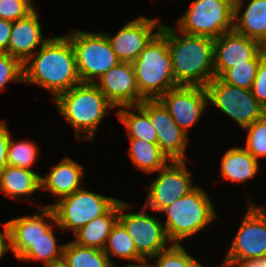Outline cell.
I'll return each instance as SVG.
<instances>
[{
	"instance_id": "obj_1",
	"label": "cell",
	"mask_w": 266,
	"mask_h": 267,
	"mask_svg": "<svg viewBox=\"0 0 266 267\" xmlns=\"http://www.w3.org/2000/svg\"><path fill=\"white\" fill-rule=\"evenodd\" d=\"M24 82L50 91L53 100L62 92L81 83L76 57L66 35L49 38L23 64Z\"/></svg>"
},
{
	"instance_id": "obj_2",
	"label": "cell",
	"mask_w": 266,
	"mask_h": 267,
	"mask_svg": "<svg viewBox=\"0 0 266 267\" xmlns=\"http://www.w3.org/2000/svg\"><path fill=\"white\" fill-rule=\"evenodd\" d=\"M178 86L205 87L214 77V39L190 35L162 24Z\"/></svg>"
},
{
	"instance_id": "obj_3",
	"label": "cell",
	"mask_w": 266,
	"mask_h": 267,
	"mask_svg": "<svg viewBox=\"0 0 266 267\" xmlns=\"http://www.w3.org/2000/svg\"><path fill=\"white\" fill-rule=\"evenodd\" d=\"M54 103L63 119L73 126L78 140H94L108 110L115 107L93 83H80L60 93ZM84 133V134H83Z\"/></svg>"
},
{
	"instance_id": "obj_4",
	"label": "cell",
	"mask_w": 266,
	"mask_h": 267,
	"mask_svg": "<svg viewBox=\"0 0 266 267\" xmlns=\"http://www.w3.org/2000/svg\"><path fill=\"white\" fill-rule=\"evenodd\" d=\"M138 89L146 100L159 99L177 87L167 38L159 31L132 62Z\"/></svg>"
},
{
	"instance_id": "obj_5",
	"label": "cell",
	"mask_w": 266,
	"mask_h": 267,
	"mask_svg": "<svg viewBox=\"0 0 266 267\" xmlns=\"http://www.w3.org/2000/svg\"><path fill=\"white\" fill-rule=\"evenodd\" d=\"M160 213H166L164 227L173 244L196 235L217 218L209 195L199 185L189 194L178 198Z\"/></svg>"
},
{
	"instance_id": "obj_6",
	"label": "cell",
	"mask_w": 266,
	"mask_h": 267,
	"mask_svg": "<svg viewBox=\"0 0 266 267\" xmlns=\"http://www.w3.org/2000/svg\"><path fill=\"white\" fill-rule=\"evenodd\" d=\"M73 46L81 83H95L104 73L121 61L102 31L74 30L66 35Z\"/></svg>"
},
{
	"instance_id": "obj_7",
	"label": "cell",
	"mask_w": 266,
	"mask_h": 267,
	"mask_svg": "<svg viewBox=\"0 0 266 267\" xmlns=\"http://www.w3.org/2000/svg\"><path fill=\"white\" fill-rule=\"evenodd\" d=\"M178 19V30L213 39L233 31L234 0H193Z\"/></svg>"
},
{
	"instance_id": "obj_8",
	"label": "cell",
	"mask_w": 266,
	"mask_h": 267,
	"mask_svg": "<svg viewBox=\"0 0 266 267\" xmlns=\"http://www.w3.org/2000/svg\"><path fill=\"white\" fill-rule=\"evenodd\" d=\"M205 88L208 104L217 107L242 129L266 114V109L253 96L251 89L228 84L220 77H214Z\"/></svg>"
},
{
	"instance_id": "obj_9",
	"label": "cell",
	"mask_w": 266,
	"mask_h": 267,
	"mask_svg": "<svg viewBox=\"0 0 266 267\" xmlns=\"http://www.w3.org/2000/svg\"><path fill=\"white\" fill-rule=\"evenodd\" d=\"M118 199L102 196L80 188L71 195L59 199L50 206L60 230H71L73 234L96 217L104 215Z\"/></svg>"
},
{
	"instance_id": "obj_10",
	"label": "cell",
	"mask_w": 266,
	"mask_h": 267,
	"mask_svg": "<svg viewBox=\"0 0 266 267\" xmlns=\"http://www.w3.org/2000/svg\"><path fill=\"white\" fill-rule=\"evenodd\" d=\"M266 256V209L250 202L224 262L218 267H235L240 261Z\"/></svg>"
},
{
	"instance_id": "obj_11",
	"label": "cell",
	"mask_w": 266,
	"mask_h": 267,
	"mask_svg": "<svg viewBox=\"0 0 266 267\" xmlns=\"http://www.w3.org/2000/svg\"><path fill=\"white\" fill-rule=\"evenodd\" d=\"M131 204L119 200L118 221L134 241L137 252L145 259L153 258L173 243L158 219L147 214L143 206L139 213H123Z\"/></svg>"
},
{
	"instance_id": "obj_12",
	"label": "cell",
	"mask_w": 266,
	"mask_h": 267,
	"mask_svg": "<svg viewBox=\"0 0 266 267\" xmlns=\"http://www.w3.org/2000/svg\"><path fill=\"white\" fill-rule=\"evenodd\" d=\"M158 176L146 187V209L160 213L178 198L189 194L197 186L193 184L190 171L185 161H171L160 169Z\"/></svg>"
},
{
	"instance_id": "obj_13",
	"label": "cell",
	"mask_w": 266,
	"mask_h": 267,
	"mask_svg": "<svg viewBox=\"0 0 266 267\" xmlns=\"http://www.w3.org/2000/svg\"><path fill=\"white\" fill-rule=\"evenodd\" d=\"M158 100L186 134L199 121L209 105L206 88L199 86H177L168 90Z\"/></svg>"
},
{
	"instance_id": "obj_14",
	"label": "cell",
	"mask_w": 266,
	"mask_h": 267,
	"mask_svg": "<svg viewBox=\"0 0 266 267\" xmlns=\"http://www.w3.org/2000/svg\"><path fill=\"white\" fill-rule=\"evenodd\" d=\"M139 106L149 115L160 149L171 161H185L188 136L178 127L164 105L156 99L143 100Z\"/></svg>"
},
{
	"instance_id": "obj_15",
	"label": "cell",
	"mask_w": 266,
	"mask_h": 267,
	"mask_svg": "<svg viewBox=\"0 0 266 267\" xmlns=\"http://www.w3.org/2000/svg\"><path fill=\"white\" fill-rule=\"evenodd\" d=\"M161 26L157 18L141 16L126 23L115 35H105L118 59L132 63L160 31Z\"/></svg>"
},
{
	"instance_id": "obj_16",
	"label": "cell",
	"mask_w": 266,
	"mask_h": 267,
	"mask_svg": "<svg viewBox=\"0 0 266 267\" xmlns=\"http://www.w3.org/2000/svg\"><path fill=\"white\" fill-rule=\"evenodd\" d=\"M115 107L139 105L146 100L137 86L131 62H120L109 69L94 83Z\"/></svg>"
},
{
	"instance_id": "obj_17",
	"label": "cell",
	"mask_w": 266,
	"mask_h": 267,
	"mask_svg": "<svg viewBox=\"0 0 266 267\" xmlns=\"http://www.w3.org/2000/svg\"><path fill=\"white\" fill-rule=\"evenodd\" d=\"M260 52L257 40L236 33L234 30L214 39V73L221 77L235 65L247 64Z\"/></svg>"
},
{
	"instance_id": "obj_18",
	"label": "cell",
	"mask_w": 266,
	"mask_h": 267,
	"mask_svg": "<svg viewBox=\"0 0 266 267\" xmlns=\"http://www.w3.org/2000/svg\"><path fill=\"white\" fill-rule=\"evenodd\" d=\"M38 210V214L8 221L11 249L17 260L56 223L55 214L50 206H42Z\"/></svg>"
},
{
	"instance_id": "obj_19",
	"label": "cell",
	"mask_w": 266,
	"mask_h": 267,
	"mask_svg": "<svg viewBox=\"0 0 266 267\" xmlns=\"http://www.w3.org/2000/svg\"><path fill=\"white\" fill-rule=\"evenodd\" d=\"M38 12L34 9L26 17L13 21L8 54L19 59L23 64L41 47L49 37L42 35Z\"/></svg>"
},
{
	"instance_id": "obj_20",
	"label": "cell",
	"mask_w": 266,
	"mask_h": 267,
	"mask_svg": "<svg viewBox=\"0 0 266 267\" xmlns=\"http://www.w3.org/2000/svg\"><path fill=\"white\" fill-rule=\"evenodd\" d=\"M84 168L72 158L65 157L46 176H41V190L50 191L56 199L73 194L81 188Z\"/></svg>"
},
{
	"instance_id": "obj_21",
	"label": "cell",
	"mask_w": 266,
	"mask_h": 267,
	"mask_svg": "<svg viewBox=\"0 0 266 267\" xmlns=\"http://www.w3.org/2000/svg\"><path fill=\"white\" fill-rule=\"evenodd\" d=\"M244 3V0L234 1L233 30L258 41L266 31V0H250L241 14Z\"/></svg>"
},
{
	"instance_id": "obj_22",
	"label": "cell",
	"mask_w": 266,
	"mask_h": 267,
	"mask_svg": "<svg viewBox=\"0 0 266 267\" xmlns=\"http://www.w3.org/2000/svg\"><path fill=\"white\" fill-rule=\"evenodd\" d=\"M41 176L30 169L7 165L0 172V192L15 200L27 198L41 189Z\"/></svg>"
},
{
	"instance_id": "obj_23",
	"label": "cell",
	"mask_w": 266,
	"mask_h": 267,
	"mask_svg": "<svg viewBox=\"0 0 266 267\" xmlns=\"http://www.w3.org/2000/svg\"><path fill=\"white\" fill-rule=\"evenodd\" d=\"M119 200L104 214L74 233L75 243L103 250L113 226L118 221Z\"/></svg>"
},
{
	"instance_id": "obj_24",
	"label": "cell",
	"mask_w": 266,
	"mask_h": 267,
	"mask_svg": "<svg viewBox=\"0 0 266 267\" xmlns=\"http://www.w3.org/2000/svg\"><path fill=\"white\" fill-rule=\"evenodd\" d=\"M221 175L230 182L245 183L252 179L260 168L259 162L244 148L233 147L221 159Z\"/></svg>"
},
{
	"instance_id": "obj_25",
	"label": "cell",
	"mask_w": 266,
	"mask_h": 267,
	"mask_svg": "<svg viewBox=\"0 0 266 267\" xmlns=\"http://www.w3.org/2000/svg\"><path fill=\"white\" fill-rule=\"evenodd\" d=\"M128 155L133 165L147 174L158 172L166 167L171 160L160 149L158 143H150L142 139L129 138ZM169 160V161H168Z\"/></svg>"
},
{
	"instance_id": "obj_26",
	"label": "cell",
	"mask_w": 266,
	"mask_h": 267,
	"mask_svg": "<svg viewBox=\"0 0 266 267\" xmlns=\"http://www.w3.org/2000/svg\"><path fill=\"white\" fill-rule=\"evenodd\" d=\"M132 109L137 110L138 114L130 111ZM115 115L125 125L128 138L157 143V134L150 123L149 115L139 105L120 107Z\"/></svg>"
},
{
	"instance_id": "obj_27",
	"label": "cell",
	"mask_w": 266,
	"mask_h": 267,
	"mask_svg": "<svg viewBox=\"0 0 266 267\" xmlns=\"http://www.w3.org/2000/svg\"><path fill=\"white\" fill-rule=\"evenodd\" d=\"M63 259L69 267H112L114 264L104 250L81 246L74 241L64 245Z\"/></svg>"
},
{
	"instance_id": "obj_28",
	"label": "cell",
	"mask_w": 266,
	"mask_h": 267,
	"mask_svg": "<svg viewBox=\"0 0 266 267\" xmlns=\"http://www.w3.org/2000/svg\"><path fill=\"white\" fill-rule=\"evenodd\" d=\"M103 250L109 259L112 255L136 263L145 261L137 252L134 241L119 221L113 226Z\"/></svg>"
},
{
	"instance_id": "obj_29",
	"label": "cell",
	"mask_w": 266,
	"mask_h": 267,
	"mask_svg": "<svg viewBox=\"0 0 266 267\" xmlns=\"http://www.w3.org/2000/svg\"><path fill=\"white\" fill-rule=\"evenodd\" d=\"M53 225L41 238H39L18 260L43 261L44 266L63 258L64 245H58Z\"/></svg>"
},
{
	"instance_id": "obj_30",
	"label": "cell",
	"mask_w": 266,
	"mask_h": 267,
	"mask_svg": "<svg viewBox=\"0 0 266 267\" xmlns=\"http://www.w3.org/2000/svg\"><path fill=\"white\" fill-rule=\"evenodd\" d=\"M38 146L31 140L14 141L12 135L7 149V165L30 169L38 159Z\"/></svg>"
},
{
	"instance_id": "obj_31",
	"label": "cell",
	"mask_w": 266,
	"mask_h": 267,
	"mask_svg": "<svg viewBox=\"0 0 266 267\" xmlns=\"http://www.w3.org/2000/svg\"><path fill=\"white\" fill-rule=\"evenodd\" d=\"M264 56L265 54L259 52L252 60H248L247 64L235 65L229 68L220 78L228 84L251 89L259 62Z\"/></svg>"
},
{
	"instance_id": "obj_32",
	"label": "cell",
	"mask_w": 266,
	"mask_h": 267,
	"mask_svg": "<svg viewBox=\"0 0 266 267\" xmlns=\"http://www.w3.org/2000/svg\"><path fill=\"white\" fill-rule=\"evenodd\" d=\"M151 259L155 262L151 267H204L181 244H172Z\"/></svg>"
},
{
	"instance_id": "obj_33",
	"label": "cell",
	"mask_w": 266,
	"mask_h": 267,
	"mask_svg": "<svg viewBox=\"0 0 266 267\" xmlns=\"http://www.w3.org/2000/svg\"><path fill=\"white\" fill-rule=\"evenodd\" d=\"M247 132L245 149L258 161L266 158V114L244 128Z\"/></svg>"
},
{
	"instance_id": "obj_34",
	"label": "cell",
	"mask_w": 266,
	"mask_h": 267,
	"mask_svg": "<svg viewBox=\"0 0 266 267\" xmlns=\"http://www.w3.org/2000/svg\"><path fill=\"white\" fill-rule=\"evenodd\" d=\"M10 81L24 83L23 63L7 52H0V91H4Z\"/></svg>"
},
{
	"instance_id": "obj_35",
	"label": "cell",
	"mask_w": 266,
	"mask_h": 267,
	"mask_svg": "<svg viewBox=\"0 0 266 267\" xmlns=\"http://www.w3.org/2000/svg\"><path fill=\"white\" fill-rule=\"evenodd\" d=\"M34 0H0V19L16 21L26 17L34 7Z\"/></svg>"
},
{
	"instance_id": "obj_36",
	"label": "cell",
	"mask_w": 266,
	"mask_h": 267,
	"mask_svg": "<svg viewBox=\"0 0 266 267\" xmlns=\"http://www.w3.org/2000/svg\"><path fill=\"white\" fill-rule=\"evenodd\" d=\"M251 91L256 100L266 109V55L259 62Z\"/></svg>"
},
{
	"instance_id": "obj_37",
	"label": "cell",
	"mask_w": 266,
	"mask_h": 267,
	"mask_svg": "<svg viewBox=\"0 0 266 267\" xmlns=\"http://www.w3.org/2000/svg\"><path fill=\"white\" fill-rule=\"evenodd\" d=\"M6 121H0V172L7 166V149L10 140Z\"/></svg>"
},
{
	"instance_id": "obj_38",
	"label": "cell",
	"mask_w": 266,
	"mask_h": 267,
	"mask_svg": "<svg viewBox=\"0 0 266 267\" xmlns=\"http://www.w3.org/2000/svg\"><path fill=\"white\" fill-rule=\"evenodd\" d=\"M12 21L0 19V52L8 53V43L10 40Z\"/></svg>"
},
{
	"instance_id": "obj_39",
	"label": "cell",
	"mask_w": 266,
	"mask_h": 267,
	"mask_svg": "<svg viewBox=\"0 0 266 267\" xmlns=\"http://www.w3.org/2000/svg\"><path fill=\"white\" fill-rule=\"evenodd\" d=\"M4 227V232L0 231V260L3 256L11 249V232L9 223L4 222L2 223Z\"/></svg>"
},
{
	"instance_id": "obj_40",
	"label": "cell",
	"mask_w": 266,
	"mask_h": 267,
	"mask_svg": "<svg viewBox=\"0 0 266 267\" xmlns=\"http://www.w3.org/2000/svg\"><path fill=\"white\" fill-rule=\"evenodd\" d=\"M235 267H266V256L240 261Z\"/></svg>"
},
{
	"instance_id": "obj_41",
	"label": "cell",
	"mask_w": 266,
	"mask_h": 267,
	"mask_svg": "<svg viewBox=\"0 0 266 267\" xmlns=\"http://www.w3.org/2000/svg\"><path fill=\"white\" fill-rule=\"evenodd\" d=\"M257 42L259 45L260 52L266 55V31Z\"/></svg>"
},
{
	"instance_id": "obj_42",
	"label": "cell",
	"mask_w": 266,
	"mask_h": 267,
	"mask_svg": "<svg viewBox=\"0 0 266 267\" xmlns=\"http://www.w3.org/2000/svg\"><path fill=\"white\" fill-rule=\"evenodd\" d=\"M44 267H69L67 262L62 258L60 260L54 261L50 264L45 265Z\"/></svg>"
},
{
	"instance_id": "obj_43",
	"label": "cell",
	"mask_w": 266,
	"mask_h": 267,
	"mask_svg": "<svg viewBox=\"0 0 266 267\" xmlns=\"http://www.w3.org/2000/svg\"><path fill=\"white\" fill-rule=\"evenodd\" d=\"M112 267H116V264L114 263ZM124 267H151L150 263H148V260L139 262V263H131L128 265H125Z\"/></svg>"
}]
</instances>
